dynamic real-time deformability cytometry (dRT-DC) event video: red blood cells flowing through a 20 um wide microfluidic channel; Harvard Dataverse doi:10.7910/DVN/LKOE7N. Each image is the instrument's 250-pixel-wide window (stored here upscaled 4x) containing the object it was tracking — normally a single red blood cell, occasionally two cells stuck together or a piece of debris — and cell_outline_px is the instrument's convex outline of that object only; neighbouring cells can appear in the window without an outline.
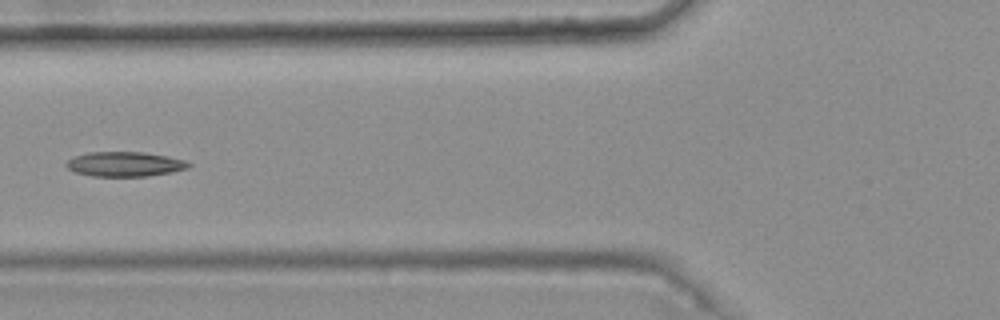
{"species": "common noctule bat (a hibernating species)", "species_latin": "Nyctalus noctula", "temperature_condition": "warm", "stored_images_in_passage": 7, "camera_frame_rate_fps": 3000, "um_per_image_px": 0.085, "animal": {"sex": "female", "body_mass_g": 25.1}, "frame": {"image": 1, "passage_image": 7, "time_ms": 2.0, "image_size_px": [1000, 320], "cell_outline_px": [[192, 164], [188, 168], [148, 176], [92, 176], [76, 172], [68, 168], [64, 164], [72, 156], [88, 152], [144, 152], [168, 156], [184, 160]], "centroid_in_image_um": [10.57, 13.94], "position_along_channel_um": 115.2, "area_um2": 17.57}}